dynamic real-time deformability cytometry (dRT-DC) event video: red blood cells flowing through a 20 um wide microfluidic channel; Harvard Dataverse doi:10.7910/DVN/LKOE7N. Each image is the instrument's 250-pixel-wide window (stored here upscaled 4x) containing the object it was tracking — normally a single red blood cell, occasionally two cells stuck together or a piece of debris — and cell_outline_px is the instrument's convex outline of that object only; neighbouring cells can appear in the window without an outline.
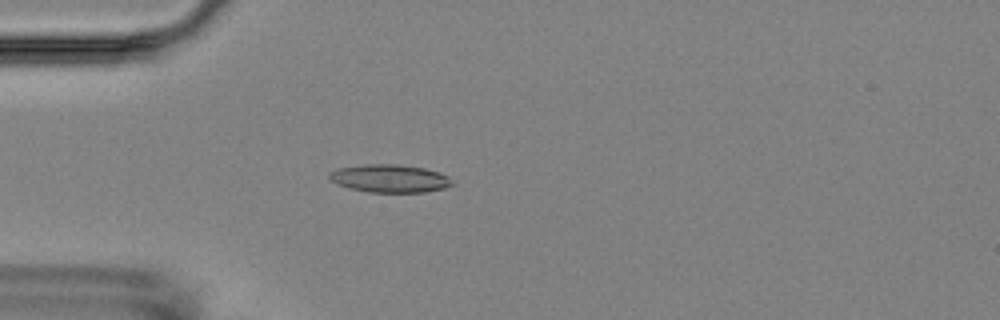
{"species": "Egyptian fruit bat (a non-hibernating species)", "species_latin": "Rousettus aegyptiacus", "temperature_condition": "room temperature", "stored_images_in_passage": 4, "camera_frame_rate_fps": 3000, "um_per_image_px": 0.085, "animal": {"sex": "female"}, "frame": {"image": 1, "passage_image": 4, "time_ms": 5.0, "image_size_px": [1000, 320], "cell_outline_px": [[452, 184], [444, 188], [424, 192], [368, 192], [348, 188], [336, 184], [328, 176], [328, 172], [336, 168], [364, 164], [396, 164], [424, 168], [440, 172], [448, 176]], "centroid_in_image_um": [33.07, 15.16], "position_along_channel_um": 51.9, "area_um2": 20.06}}